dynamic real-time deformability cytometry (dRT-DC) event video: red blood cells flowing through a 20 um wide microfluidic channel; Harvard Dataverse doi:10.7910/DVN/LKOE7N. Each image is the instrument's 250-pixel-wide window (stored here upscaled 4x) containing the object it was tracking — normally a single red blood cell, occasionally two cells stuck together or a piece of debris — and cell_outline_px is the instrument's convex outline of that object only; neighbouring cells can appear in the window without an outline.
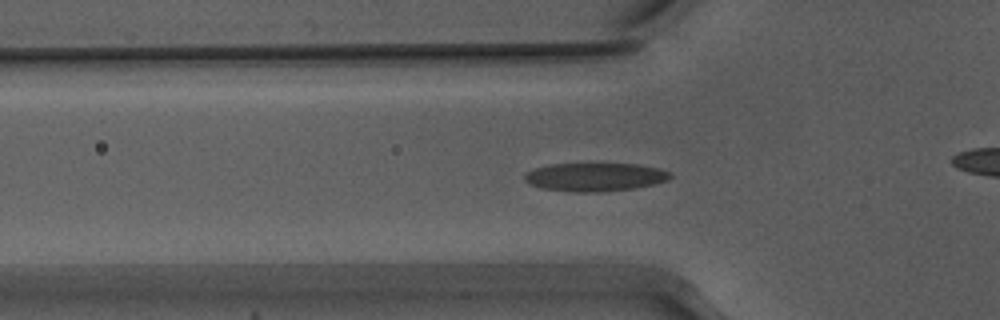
{"species": "Egyptian fruit bat (a non-hibernating species)", "species_latin": "Rousettus aegyptiacus", "temperature_condition": "warm", "stored_images_in_passage": 46, "camera_frame_rate_fps": 3000, "um_per_image_px": 0.085, "animal": {"sex": "male"}, "frame": {"image": 1, "passage_image": 15, "time_ms": 4.667, "image_size_px": [1000, 320], "cell_outline_px": [[672, 176], [668, 180], [636, 188], [604, 192], [572, 192], [540, 188], [524, 180], [524, 176], [528, 172], [536, 168], [552, 164], [640, 164], [660, 168], [672, 172]], "centroid_in_image_um": [50.63, 15.05], "position_along_channel_um": 75.2, "area_um2": 24.16}}
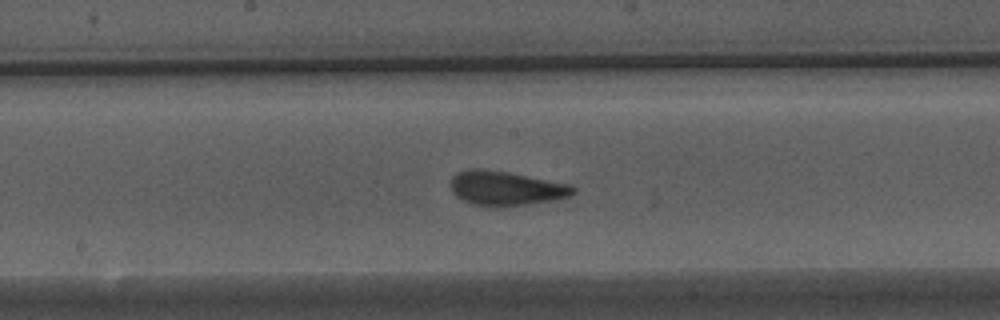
{"frame": {"image": 2, "passage_image": 25, "time_ms": 8.0, "image_size_px": [1000, 320], "cell_outline_px": [[576, 192], [572, 196], [552, 200], [528, 204], [500, 208], [472, 204], [456, 196], [452, 192], [452, 176], [456, 172], [468, 168], [476, 168], [508, 172], [572, 184], [576, 188]], "centroid_in_image_um": [43.03, 16.01], "position_along_channel_um": 205.2, "area_um2": 24.85}}
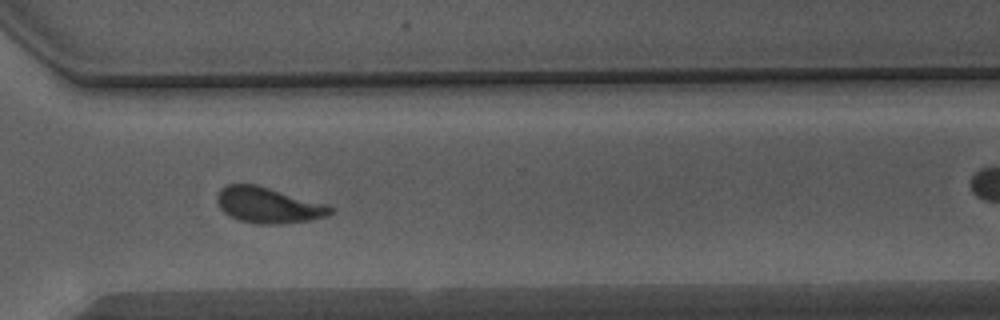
{"frame": {"image": 3, "passage_image": 36, "time_ms": 11.667, "image_size_px": [1000, 320], "cell_outline_px": [[336, 208], [328, 216], [312, 220], [280, 224], [256, 224], [240, 220], [224, 212], [220, 208], [216, 200], [216, 196], [220, 188], [228, 184], [256, 184], [328, 204]], "centroid_in_image_um": [22.84, 17.44], "position_along_channel_um": 347.8, "area_um2": 23.87}, "authors_computed_cell_mechanics": {"area_um2": 23.8714, "velocity_mm_per_s": 3.889, "shape_relaxation_time_tau1_ms": 3.602, "shape_relaxation_time_tau2_ms": 1.2068, "deformation_change_tau1": 0.1458, "deformation_change_tau2": 0.0801}}